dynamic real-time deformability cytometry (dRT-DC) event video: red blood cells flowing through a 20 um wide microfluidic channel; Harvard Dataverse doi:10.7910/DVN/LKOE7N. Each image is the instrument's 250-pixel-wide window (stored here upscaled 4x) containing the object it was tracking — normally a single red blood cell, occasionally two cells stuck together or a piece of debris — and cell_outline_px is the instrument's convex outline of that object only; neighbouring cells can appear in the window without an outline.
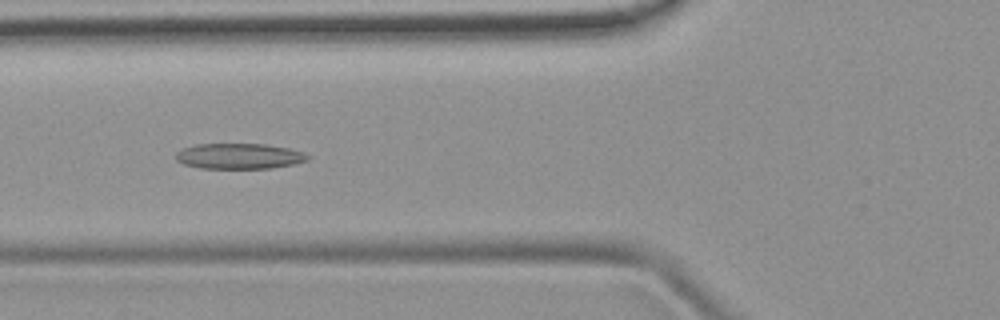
{"species": "common noctule bat (a hibernating species)", "species_latin": "Nyctalus noctula", "temperature_condition": "room temperature", "stored_images_in_passage": 6, "camera_frame_rate_fps": 3000, "um_per_image_px": 0.085, "animal": {"sex": "female", "body_mass_g": 19.9}, "frame": {"image": 1, "passage_image": 6, "time_ms": 5.667, "image_size_px": [1000, 320], "cell_outline_px": [[312, 156], [308, 160], [292, 164], [272, 168], [200, 168], [184, 164], [176, 160], [176, 152], [184, 148], [196, 144], [264, 144], [288, 148]], "centroid_in_image_um": [20.32, 13.27], "position_along_channel_um": 105.5, "area_um2": 19.48}}